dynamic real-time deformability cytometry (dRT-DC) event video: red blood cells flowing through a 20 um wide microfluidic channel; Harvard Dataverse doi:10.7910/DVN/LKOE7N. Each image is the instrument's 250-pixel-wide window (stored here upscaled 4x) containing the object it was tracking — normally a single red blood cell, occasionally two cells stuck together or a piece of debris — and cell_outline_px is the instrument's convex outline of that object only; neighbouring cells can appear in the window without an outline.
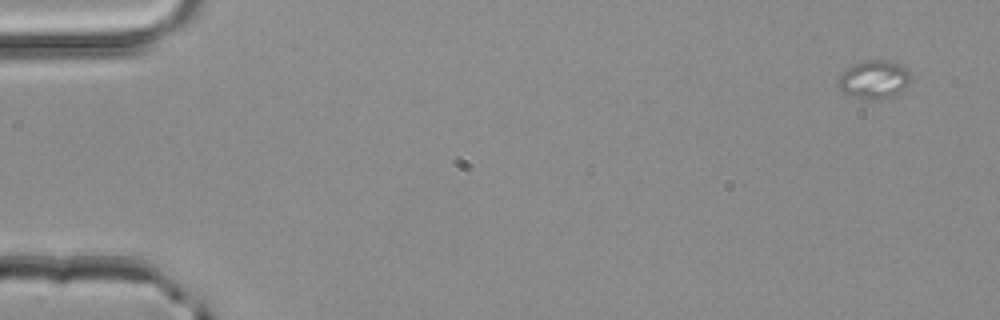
{"species": "common noctule bat (a hibernating species)", "species_latin": "Nyctalus noctula", "temperature_condition": "room temperature", "stored_images_in_passage": 3, "segment_of_instrument_passage": [1, 2], "camera_frame_rate_fps": 3000, "um_per_image_px": 0.085, "animal": {"sex": "male", "body_mass_g": 20.4}, "frame": {"image": 1, "passage_image": 1, "time_ms": 0.0, "image_size_px": [1000, 320], "cell_outline_px": [[912, 76], [908, 84], [900, 92], [880, 100], [860, 100], [844, 92], [836, 84], [836, 80], [848, 68], [856, 64], [868, 60], [888, 60], [900, 64], [908, 68]], "centroid_in_image_um": [74.32, 6.78], "position_along_channel_um": 10.7, "area_um2": 16.36}}